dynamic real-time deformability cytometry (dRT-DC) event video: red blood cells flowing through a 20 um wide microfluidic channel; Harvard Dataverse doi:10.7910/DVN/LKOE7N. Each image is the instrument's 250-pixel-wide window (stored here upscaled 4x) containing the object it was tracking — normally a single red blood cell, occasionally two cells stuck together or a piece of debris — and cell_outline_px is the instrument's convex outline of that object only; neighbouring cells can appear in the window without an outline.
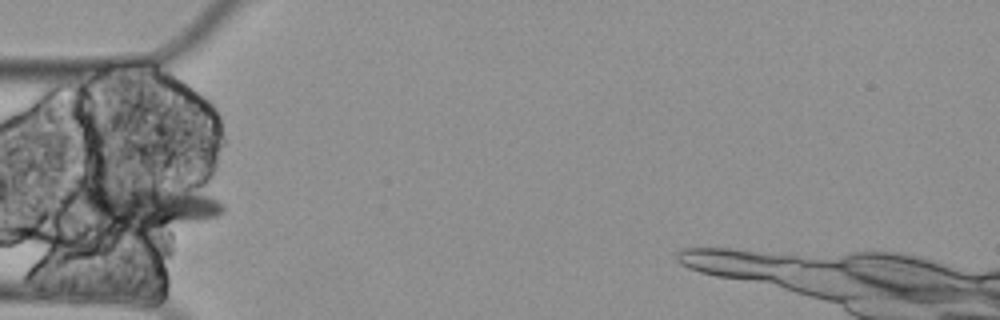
{"species": "Egyptian fruit bat (a non-hibernating species)", "species_latin": "Rousettus aegyptiacus", "temperature_condition": "cold", "stored_images_in_passage": 17, "camera_frame_rate_fps": 3000, "um_per_image_px": 0.085, "animal": {"sex": "female"}, "frame": {"image": 1, "passage_image": 1, "time_ms": 0.0, "image_size_px": [1000, 320], "cell_outline_px": [[224, 208], [216, 216], [144, 240], [92, 220], [76, 208], [76, 204], [80, 196], [92, 176], [208, 196], [216, 200]], "centroid_in_image_um": [12.19, 17.62], "position_along_channel_um": 72.8, "area_um2": 40.98}}
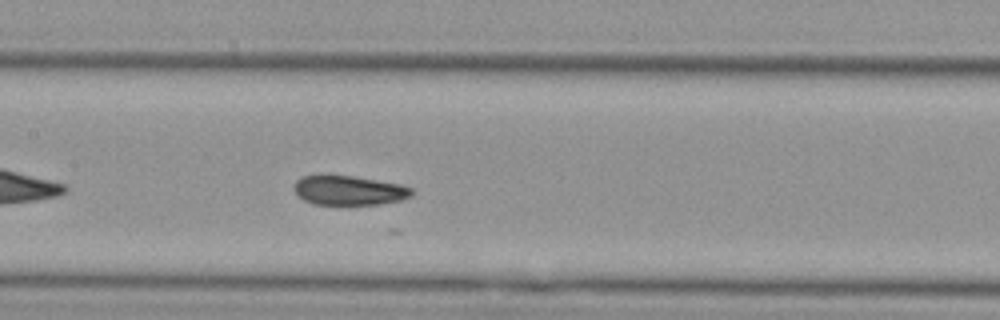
{"frame": {"image": 2, "passage_image": 10, "time_ms": 3.0, "image_size_px": [1000, 320], "cell_outline_px": [[412, 196], [400, 200], [380, 204], [312, 204], [304, 200], [296, 192], [296, 180], [304, 176], [352, 176], [400, 184], [412, 188]], "centroid_in_image_um": [29.71, 16.19], "position_along_channel_um": 177.7, "area_um2": 19.71}}
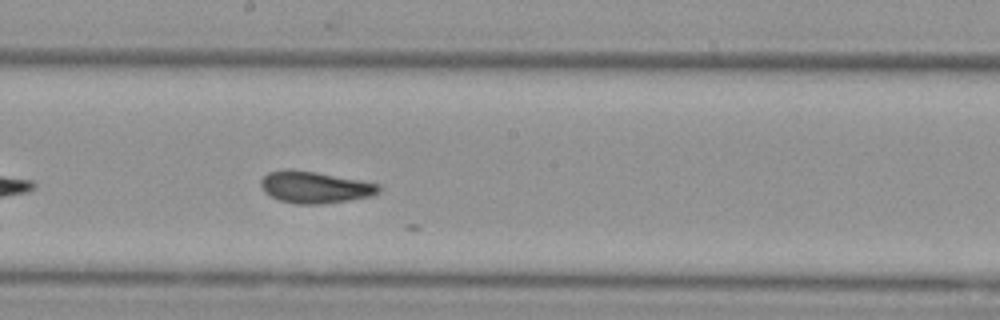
{"frame": {"image": 3, "passage_image": 14, "time_ms": 4.333, "image_size_px": [1000, 320], "cell_outline_px": [[384, 188], [380, 192], [372, 196], [348, 200], [320, 204], [296, 204], [280, 200], [264, 192], [260, 184], [260, 180], [268, 172], [288, 168], [316, 172], [360, 180], [380, 184]], "centroid_in_image_um": [26.78, 15.9], "position_along_channel_um": 221.4, "area_um2": 21.96}}